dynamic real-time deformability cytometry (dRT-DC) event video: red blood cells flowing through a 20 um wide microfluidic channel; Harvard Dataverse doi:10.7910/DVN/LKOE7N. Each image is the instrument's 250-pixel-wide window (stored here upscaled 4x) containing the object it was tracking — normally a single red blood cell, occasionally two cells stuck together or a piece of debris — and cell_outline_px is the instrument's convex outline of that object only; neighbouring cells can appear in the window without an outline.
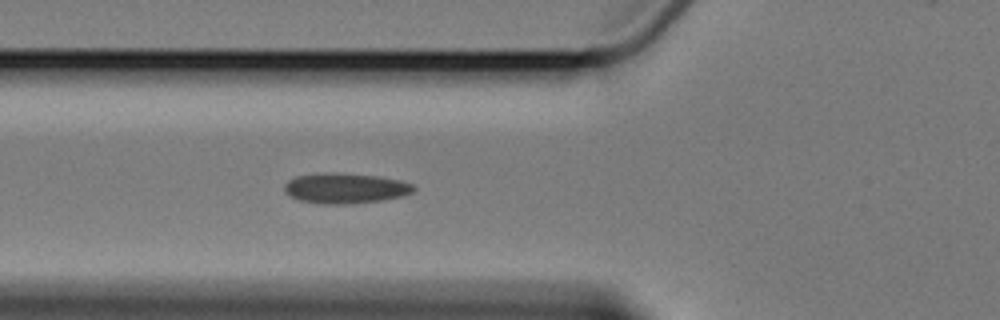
{"species": "Egyptian fruit bat (a non-hibernating species)", "species_latin": "Rousettus aegyptiacus", "temperature_condition": "cold", "stored_images_in_passage": 5, "camera_frame_rate_fps": 3000, "um_per_image_px": 0.085, "animal": {"sex": "female"}, "frame": {"image": 1, "passage_image": 5, "time_ms": 5.667, "image_size_px": [1000, 320], "cell_outline_px": [[416, 188], [412, 192], [404, 196], [384, 200], [352, 204], [320, 204], [300, 200], [284, 192], [284, 184], [288, 180], [296, 176], [316, 172], [336, 172], [380, 176], [400, 180], [412, 184]], "centroid_in_image_um": [29.35, 15.99], "position_along_channel_um": 96.5, "area_um2": 23.29}}